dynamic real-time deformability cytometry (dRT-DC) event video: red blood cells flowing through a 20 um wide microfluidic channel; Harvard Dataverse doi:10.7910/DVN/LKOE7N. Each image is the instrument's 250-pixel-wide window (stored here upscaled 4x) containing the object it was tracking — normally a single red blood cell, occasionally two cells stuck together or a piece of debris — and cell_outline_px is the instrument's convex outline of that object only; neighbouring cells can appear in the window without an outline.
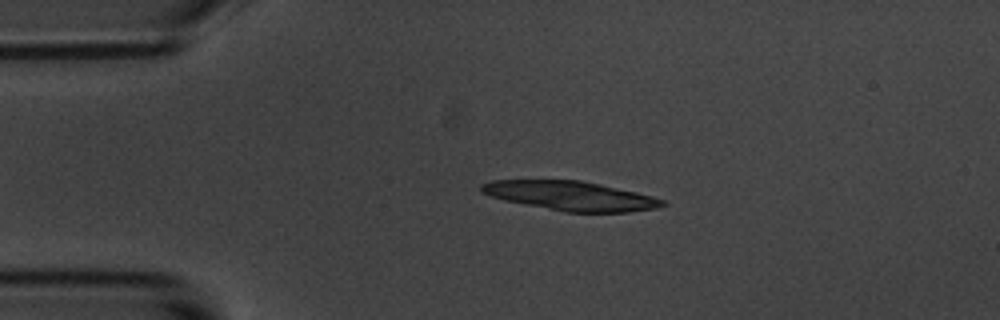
{"species": "common noctule bat (a hibernating species)", "species_latin": "Nyctalus noctula", "temperature_condition": "room temperature", "stored_images_in_passage": 6, "camera_frame_rate_fps": 3000, "um_per_image_px": 0.085, "animal": {"sex": "male", "body_mass_g": 20.1, "forearm_length_mm": 53.5}, "frame": {"image": 1, "passage_image": 1, "time_ms": 0.0, "image_size_px": [1000, 320], "cell_outline_px": [[668, 204], [656, 208], [628, 212], [564, 212], [504, 200], [480, 192], [480, 184], [492, 180], [580, 180], [600, 184], [636, 192], [652, 196], [664, 200]], "centroid_in_image_um": [48.5, 16.64], "position_along_channel_um": 36.5, "area_um2": 30.81}}